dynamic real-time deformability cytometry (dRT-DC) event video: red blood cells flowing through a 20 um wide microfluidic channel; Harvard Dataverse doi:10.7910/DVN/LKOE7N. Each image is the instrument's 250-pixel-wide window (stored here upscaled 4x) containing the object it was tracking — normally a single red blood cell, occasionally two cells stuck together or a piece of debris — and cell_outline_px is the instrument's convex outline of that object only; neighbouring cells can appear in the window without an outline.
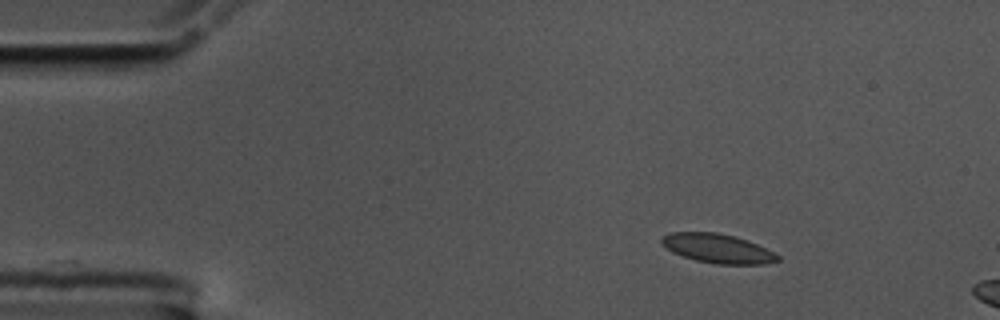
{"species": "common noctule bat (a hibernating species)", "species_latin": "Nyctalus noctula", "temperature_condition": "cold", "stored_images_in_passage": 6, "camera_frame_rate_fps": 3000, "um_per_image_px": 0.085, "animal": {"sex": "male", "body_mass_g": 17.5, "forearm_length_mm": 52.3}, "frame": {"image": 1, "passage_image": 1, "time_ms": 0.0, "image_size_px": [1000, 320], "cell_outline_px": [[780, 260], [764, 264], [716, 264], [696, 260], [672, 252], [660, 240], [664, 236], [672, 232], [716, 232], [736, 236], [748, 240], [776, 252], [780, 256]], "centroid_in_image_um": [61.07, 21.11], "position_along_channel_um": 23.9, "area_um2": 19.71}}